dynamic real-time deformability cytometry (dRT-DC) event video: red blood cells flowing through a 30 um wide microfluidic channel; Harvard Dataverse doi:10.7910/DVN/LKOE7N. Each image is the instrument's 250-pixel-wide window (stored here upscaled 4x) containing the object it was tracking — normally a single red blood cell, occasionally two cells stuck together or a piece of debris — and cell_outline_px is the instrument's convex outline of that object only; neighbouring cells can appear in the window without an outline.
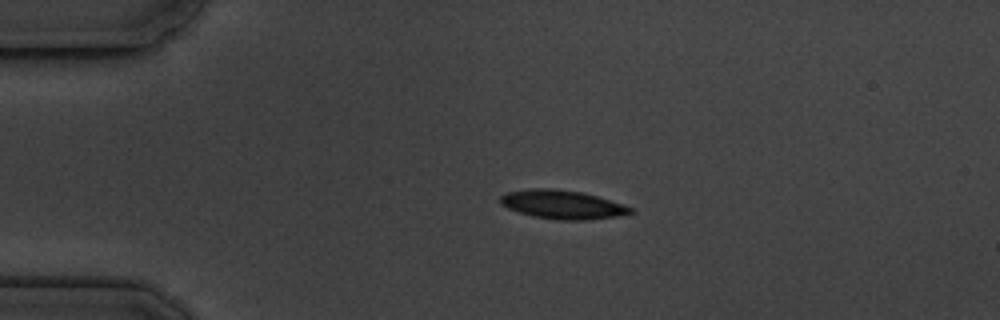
{"species": "common noctule bat (a hibernating species)", "species_latin": "Nyctalus noctula", "temperature_condition": "cold", "stored_images_in_passage": 3, "camera_frame_rate_fps": 3000, "um_per_image_px": 0.085, "animal": {"sex": "male", "body_mass_g": 19.5, "forearm_length_mm": 54.6}, "frame": {"image": 1, "passage_image": 2, "time_ms": 1.333, "image_size_px": [1000, 320], "cell_outline_px": [[636, 212], [616, 216], [584, 220], [556, 220], [532, 216], [508, 208], [500, 204], [500, 196], [504, 192], [528, 188], [552, 188], [580, 192], [596, 196], [632, 208]], "centroid_in_image_um": [47.73, 17.38], "position_along_channel_um": 37.3, "area_um2": 21.68}}